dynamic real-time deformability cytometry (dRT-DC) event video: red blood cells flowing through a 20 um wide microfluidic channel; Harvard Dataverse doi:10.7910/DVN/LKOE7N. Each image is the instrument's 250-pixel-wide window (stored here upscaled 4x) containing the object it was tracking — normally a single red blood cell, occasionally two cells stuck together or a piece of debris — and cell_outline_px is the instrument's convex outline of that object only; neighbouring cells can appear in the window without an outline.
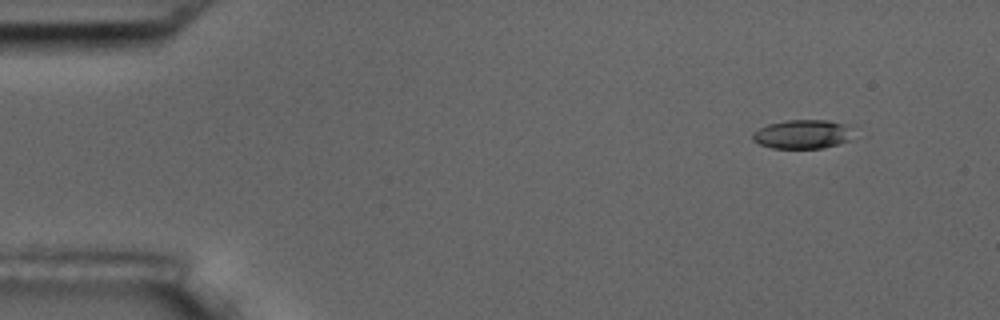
{"species": "common noctule bat (a hibernating species)", "species_latin": "Nyctalus noctula", "temperature_condition": "room temperature", "stored_images_in_passage": 8, "camera_frame_rate_fps": 3000, "um_per_image_px": 0.085, "animal": {"sex": "male", "body_mass_g": 17.5, "forearm_length_mm": 52.3}, "frame": {"image": 1, "passage_image": 1, "time_ms": 0.0, "image_size_px": [1000, 320], "cell_outline_px": [[856, 140], [824, 148], [772, 148], [760, 144], [752, 140], [752, 132], [768, 124], [788, 120], [828, 120], [856, 124]], "centroid_in_image_um": [68.43, 11.4], "position_along_channel_um": 16.6, "area_um2": 17.98}}
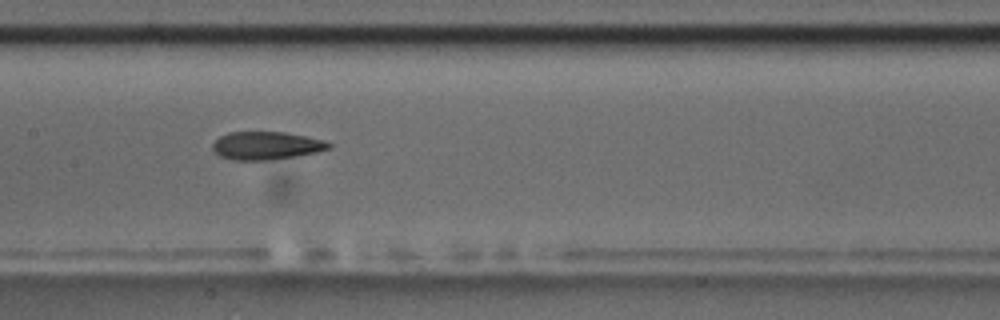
{"frame": {"image": 2, "passage_image": 7, "time_ms": 7.667, "image_size_px": [1000, 320], "cell_outline_px": [[332, 148], [316, 152], [296, 156], [268, 160], [232, 160], [220, 156], [212, 148], [212, 144], [220, 136], [228, 132], [284, 132], [324, 140], [332, 144]], "centroid_in_image_um": [22.63, 12.38], "position_along_channel_um": 184.8, "area_um2": 18.9}}
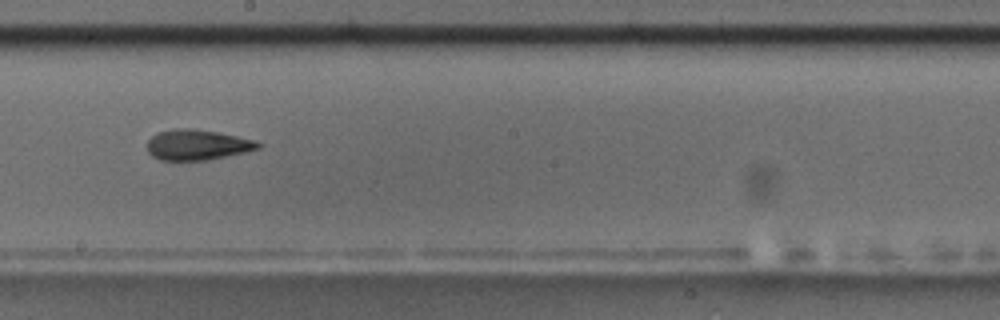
{"frame": {"image": 3, "passage_image": 8, "time_ms": 9.0, "image_size_px": [1000, 320], "cell_outline_px": [[264, 144], [260, 148], [244, 152], [208, 160], [160, 160], [152, 156], [148, 152], [148, 140], [156, 132], [176, 128], [192, 128], [216, 132], [236, 136], [252, 140]], "centroid_in_image_um": [16.74, 12.31], "position_along_channel_um": 231.5, "area_um2": 19.59}}